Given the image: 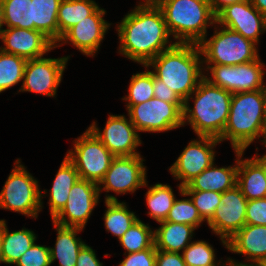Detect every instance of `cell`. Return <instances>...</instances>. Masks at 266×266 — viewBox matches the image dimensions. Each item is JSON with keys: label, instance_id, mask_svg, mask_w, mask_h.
<instances>
[{"label": "cell", "instance_id": "39", "mask_svg": "<svg viewBox=\"0 0 266 266\" xmlns=\"http://www.w3.org/2000/svg\"><path fill=\"white\" fill-rule=\"evenodd\" d=\"M246 224L266 226V198L247 200Z\"/></svg>", "mask_w": 266, "mask_h": 266}, {"label": "cell", "instance_id": "3", "mask_svg": "<svg viewBox=\"0 0 266 266\" xmlns=\"http://www.w3.org/2000/svg\"><path fill=\"white\" fill-rule=\"evenodd\" d=\"M192 94L195 95L194 108L184 103L183 125L188 120L198 137L219 139L228 121L232 93L211 84L204 77Z\"/></svg>", "mask_w": 266, "mask_h": 266}, {"label": "cell", "instance_id": "29", "mask_svg": "<svg viewBox=\"0 0 266 266\" xmlns=\"http://www.w3.org/2000/svg\"><path fill=\"white\" fill-rule=\"evenodd\" d=\"M107 210L104 214L105 227L108 232L120 239L123 234L138 220L134 212H130L125 203L118 202L114 196H106Z\"/></svg>", "mask_w": 266, "mask_h": 266}, {"label": "cell", "instance_id": "23", "mask_svg": "<svg viewBox=\"0 0 266 266\" xmlns=\"http://www.w3.org/2000/svg\"><path fill=\"white\" fill-rule=\"evenodd\" d=\"M53 224L58 233L55 248H49L51 263L59 259L60 266H76L79 251L85 244L76 235L83 228Z\"/></svg>", "mask_w": 266, "mask_h": 266}, {"label": "cell", "instance_id": "35", "mask_svg": "<svg viewBox=\"0 0 266 266\" xmlns=\"http://www.w3.org/2000/svg\"><path fill=\"white\" fill-rule=\"evenodd\" d=\"M167 222L182 223L197 228L204 221L192 199L175 200L169 214L166 218Z\"/></svg>", "mask_w": 266, "mask_h": 266}, {"label": "cell", "instance_id": "5", "mask_svg": "<svg viewBox=\"0 0 266 266\" xmlns=\"http://www.w3.org/2000/svg\"><path fill=\"white\" fill-rule=\"evenodd\" d=\"M154 2L162 10L167 29L170 35L177 39V43L198 44L207 36L208 24L216 23V15L209 0H154Z\"/></svg>", "mask_w": 266, "mask_h": 266}, {"label": "cell", "instance_id": "44", "mask_svg": "<svg viewBox=\"0 0 266 266\" xmlns=\"http://www.w3.org/2000/svg\"><path fill=\"white\" fill-rule=\"evenodd\" d=\"M240 1L245 0H209L215 15H217L224 7Z\"/></svg>", "mask_w": 266, "mask_h": 266}, {"label": "cell", "instance_id": "8", "mask_svg": "<svg viewBox=\"0 0 266 266\" xmlns=\"http://www.w3.org/2000/svg\"><path fill=\"white\" fill-rule=\"evenodd\" d=\"M74 143V151L69 150L66 157L74 164L80 179L99 185L115 156L89 128Z\"/></svg>", "mask_w": 266, "mask_h": 266}, {"label": "cell", "instance_id": "38", "mask_svg": "<svg viewBox=\"0 0 266 266\" xmlns=\"http://www.w3.org/2000/svg\"><path fill=\"white\" fill-rule=\"evenodd\" d=\"M50 247L37 245L32 246L17 260V266H50Z\"/></svg>", "mask_w": 266, "mask_h": 266}, {"label": "cell", "instance_id": "42", "mask_svg": "<svg viewBox=\"0 0 266 266\" xmlns=\"http://www.w3.org/2000/svg\"><path fill=\"white\" fill-rule=\"evenodd\" d=\"M156 266H186L182 254L156 249Z\"/></svg>", "mask_w": 266, "mask_h": 266}, {"label": "cell", "instance_id": "25", "mask_svg": "<svg viewBox=\"0 0 266 266\" xmlns=\"http://www.w3.org/2000/svg\"><path fill=\"white\" fill-rule=\"evenodd\" d=\"M79 179V174L74 164L65 156L61 166L53 181L52 188L50 189V213L52 219L63 209L65 206L70 189Z\"/></svg>", "mask_w": 266, "mask_h": 266}, {"label": "cell", "instance_id": "33", "mask_svg": "<svg viewBox=\"0 0 266 266\" xmlns=\"http://www.w3.org/2000/svg\"><path fill=\"white\" fill-rule=\"evenodd\" d=\"M119 241L128 253L139 252L149 249L155 244L154 231L150 230L148 225L138 219Z\"/></svg>", "mask_w": 266, "mask_h": 266}, {"label": "cell", "instance_id": "26", "mask_svg": "<svg viewBox=\"0 0 266 266\" xmlns=\"http://www.w3.org/2000/svg\"><path fill=\"white\" fill-rule=\"evenodd\" d=\"M5 222L1 220V259L3 263L15 264L35 242L36 235L28 229L10 233Z\"/></svg>", "mask_w": 266, "mask_h": 266}, {"label": "cell", "instance_id": "37", "mask_svg": "<svg viewBox=\"0 0 266 266\" xmlns=\"http://www.w3.org/2000/svg\"><path fill=\"white\" fill-rule=\"evenodd\" d=\"M181 194L183 196H192L191 199L201 218L208 222L221 203L222 193L213 191H181Z\"/></svg>", "mask_w": 266, "mask_h": 266}, {"label": "cell", "instance_id": "15", "mask_svg": "<svg viewBox=\"0 0 266 266\" xmlns=\"http://www.w3.org/2000/svg\"><path fill=\"white\" fill-rule=\"evenodd\" d=\"M143 161L140 154L115 157L99 185L104 184L106 192L111 190L117 194L134 193L141 186L147 187Z\"/></svg>", "mask_w": 266, "mask_h": 266}, {"label": "cell", "instance_id": "7", "mask_svg": "<svg viewBox=\"0 0 266 266\" xmlns=\"http://www.w3.org/2000/svg\"><path fill=\"white\" fill-rule=\"evenodd\" d=\"M0 192V208L20 212L28 217L37 218L42 209V194L38 181L27 172L18 159Z\"/></svg>", "mask_w": 266, "mask_h": 266}, {"label": "cell", "instance_id": "19", "mask_svg": "<svg viewBox=\"0 0 266 266\" xmlns=\"http://www.w3.org/2000/svg\"><path fill=\"white\" fill-rule=\"evenodd\" d=\"M105 13L104 9L98 8L92 15L67 30L58 42L70 41L85 55H94L110 25L103 19Z\"/></svg>", "mask_w": 266, "mask_h": 266}, {"label": "cell", "instance_id": "47", "mask_svg": "<svg viewBox=\"0 0 266 266\" xmlns=\"http://www.w3.org/2000/svg\"><path fill=\"white\" fill-rule=\"evenodd\" d=\"M227 266H257V265H252V264H245V263H237L235 261H233L232 259H230L229 261V265L227 264Z\"/></svg>", "mask_w": 266, "mask_h": 266}, {"label": "cell", "instance_id": "40", "mask_svg": "<svg viewBox=\"0 0 266 266\" xmlns=\"http://www.w3.org/2000/svg\"><path fill=\"white\" fill-rule=\"evenodd\" d=\"M119 266H156L155 244L149 249L128 253Z\"/></svg>", "mask_w": 266, "mask_h": 266}, {"label": "cell", "instance_id": "21", "mask_svg": "<svg viewBox=\"0 0 266 266\" xmlns=\"http://www.w3.org/2000/svg\"><path fill=\"white\" fill-rule=\"evenodd\" d=\"M237 168L238 159L234 167L217 168L213 163L184 186L183 191H213L223 193L237 185Z\"/></svg>", "mask_w": 266, "mask_h": 266}, {"label": "cell", "instance_id": "27", "mask_svg": "<svg viewBox=\"0 0 266 266\" xmlns=\"http://www.w3.org/2000/svg\"><path fill=\"white\" fill-rule=\"evenodd\" d=\"M62 0H31L34 30L41 31L56 47L59 40L58 9Z\"/></svg>", "mask_w": 266, "mask_h": 266}, {"label": "cell", "instance_id": "41", "mask_svg": "<svg viewBox=\"0 0 266 266\" xmlns=\"http://www.w3.org/2000/svg\"><path fill=\"white\" fill-rule=\"evenodd\" d=\"M153 92L154 97L168 102V103H184V101L170 88L162 82L160 79L156 78L153 74Z\"/></svg>", "mask_w": 266, "mask_h": 266}, {"label": "cell", "instance_id": "31", "mask_svg": "<svg viewBox=\"0 0 266 266\" xmlns=\"http://www.w3.org/2000/svg\"><path fill=\"white\" fill-rule=\"evenodd\" d=\"M175 200L176 198L169 185L155 184L146 193V202L150 209L148 215L157 222L166 220Z\"/></svg>", "mask_w": 266, "mask_h": 266}, {"label": "cell", "instance_id": "20", "mask_svg": "<svg viewBox=\"0 0 266 266\" xmlns=\"http://www.w3.org/2000/svg\"><path fill=\"white\" fill-rule=\"evenodd\" d=\"M226 248L248 255V259L253 261L252 265L260 266L266 260V226L245 224L227 240Z\"/></svg>", "mask_w": 266, "mask_h": 266}, {"label": "cell", "instance_id": "48", "mask_svg": "<svg viewBox=\"0 0 266 266\" xmlns=\"http://www.w3.org/2000/svg\"><path fill=\"white\" fill-rule=\"evenodd\" d=\"M264 116H265L264 130H265V137H266V86L264 88Z\"/></svg>", "mask_w": 266, "mask_h": 266}, {"label": "cell", "instance_id": "17", "mask_svg": "<svg viewBox=\"0 0 266 266\" xmlns=\"http://www.w3.org/2000/svg\"><path fill=\"white\" fill-rule=\"evenodd\" d=\"M216 23L238 32L256 44L259 34L266 31V17L251 4L250 0L224 7L216 15Z\"/></svg>", "mask_w": 266, "mask_h": 266}, {"label": "cell", "instance_id": "49", "mask_svg": "<svg viewBox=\"0 0 266 266\" xmlns=\"http://www.w3.org/2000/svg\"><path fill=\"white\" fill-rule=\"evenodd\" d=\"M3 26V22H2V7H1V3H0V33H1V28Z\"/></svg>", "mask_w": 266, "mask_h": 266}, {"label": "cell", "instance_id": "36", "mask_svg": "<svg viewBox=\"0 0 266 266\" xmlns=\"http://www.w3.org/2000/svg\"><path fill=\"white\" fill-rule=\"evenodd\" d=\"M215 251L205 241L191 242L183 251L182 257L186 266L216 265Z\"/></svg>", "mask_w": 266, "mask_h": 266}, {"label": "cell", "instance_id": "50", "mask_svg": "<svg viewBox=\"0 0 266 266\" xmlns=\"http://www.w3.org/2000/svg\"><path fill=\"white\" fill-rule=\"evenodd\" d=\"M0 246H1V220H0ZM2 262L1 259V248H0V263Z\"/></svg>", "mask_w": 266, "mask_h": 266}, {"label": "cell", "instance_id": "9", "mask_svg": "<svg viewBox=\"0 0 266 266\" xmlns=\"http://www.w3.org/2000/svg\"><path fill=\"white\" fill-rule=\"evenodd\" d=\"M137 131L163 132L183 125L184 103H168L156 97L138 105H126Z\"/></svg>", "mask_w": 266, "mask_h": 266}, {"label": "cell", "instance_id": "16", "mask_svg": "<svg viewBox=\"0 0 266 266\" xmlns=\"http://www.w3.org/2000/svg\"><path fill=\"white\" fill-rule=\"evenodd\" d=\"M89 129L115 156L139 155L135 152L141 144L139 134L131 120L123 115H109L103 133L97 128L95 122Z\"/></svg>", "mask_w": 266, "mask_h": 266}, {"label": "cell", "instance_id": "10", "mask_svg": "<svg viewBox=\"0 0 266 266\" xmlns=\"http://www.w3.org/2000/svg\"><path fill=\"white\" fill-rule=\"evenodd\" d=\"M264 63L260 58L239 65H209L212 78L204 76L211 84L233 93L264 90ZM211 79V80H210ZM213 79V80H212Z\"/></svg>", "mask_w": 266, "mask_h": 266}, {"label": "cell", "instance_id": "12", "mask_svg": "<svg viewBox=\"0 0 266 266\" xmlns=\"http://www.w3.org/2000/svg\"><path fill=\"white\" fill-rule=\"evenodd\" d=\"M220 201L221 203L207 223L227 247V240L246 224L247 199L236 185L223 192Z\"/></svg>", "mask_w": 266, "mask_h": 266}, {"label": "cell", "instance_id": "13", "mask_svg": "<svg viewBox=\"0 0 266 266\" xmlns=\"http://www.w3.org/2000/svg\"><path fill=\"white\" fill-rule=\"evenodd\" d=\"M69 57L35 58L27 60L20 92H36L46 96L56 95Z\"/></svg>", "mask_w": 266, "mask_h": 266}, {"label": "cell", "instance_id": "4", "mask_svg": "<svg viewBox=\"0 0 266 266\" xmlns=\"http://www.w3.org/2000/svg\"><path fill=\"white\" fill-rule=\"evenodd\" d=\"M264 120V90L233 93L228 121L219 140L230 139L234 150L241 151L261 135L266 144Z\"/></svg>", "mask_w": 266, "mask_h": 266}, {"label": "cell", "instance_id": "51", "mask_svg": "<svg viewBox=\"0 0 266 266\" xmlns=\"http://www.w3.org/2000/svg\"><path fill=\"white\" fill-rule=\"evenodd\" d=\"M260 266H266V260Z\"/></svg>", "mask_w": 266, "mask_h": 266}, {"label": "cell", "instance_id": "6", "mask_svg": "<svg viewBox=\"0 0 266 266\" xmlns=\"http://www.w3.org/2000/svg\"><path fill=\"white\" fill-rule=\"evenodd\" d=\"M205 37L198 43L204 62L217 65H239L259 58L253 41L244 38L238 32L223 26L215 30L210 40Z\"/></svg>", "mask_w": 266, "mask_h": 266}, {"label": "cell", "instance_id": "18", "mask_svg": "<svg viewBox=\"0 0 266 266\" xmlns=\"http://www.w3.org/2000/svg\"><path fill=\"white\" fill-rule=\"evenodd\" d=\"M0 39L5 47L3 52L20 56L26 60L40 58L46 52L56 48L55 44L39 30L25 28L2 29Z\"/></svg>", "mask_w": 266, "mask_h": 266}, {"label": "cell", "instance_id": "1", "mask_svg": "<svg viewBox=\"0 0 266 266\" xmlns=\"http://www.w3.org/2000/svg\"><path fill=\"white\" fill-rule=\"evenodd\" d=\"M117 28L120 53L144 66L175 44L167 45L170 33L162 10L154 1L139 4L125 15Z\"/></svg>", "mask_w": 266, "mask_h": 266}, {"label": "cell", "instance_id": "22", "mask_svg": "<svg viewBox=\"0 0 266 266\" xmlns=\"http://www.w3.org/2000/svg\"><path fill=\"white\" fill-rule=\"evenodd\" d=\"M238 157L237 186L247 200L266 198V174L254 159L240 160L244 151L235 150ZM241 175V177H240Z\"/></svg>", "mask_w": 266, "mask_h": 266}, {"label": "cell", "instance_id": "2", "mask_svg": "<svg viewBox=\"0 0 266 266\" xmlns=\"http://www.w3.org/2000/svg\"><path fill=\"white\" fill-rule=\"evenodd\" d=\"M198 44L177 43L151 59L145 67L152 66V73L167 84L183 101L188 103L192 92L204 78Z\"/></svg>", "mask_w": 266, "mask_h": 266}, {"label": "cell", "instance_id": "32", "mask_svg": "<svg viewBox=\"0 0 266 266\" xmlns=\"http://www.w3.org/2000/svg\"><path fill=\"white\" fill-rule=\"evenodd\" d=\"M26 62V59L0 49V93L23 80Z\"/></svg>", "mask_w": 266, "mask_h": 266}, {"label": "cell", "instance_id": "11", "mask_svg": "<svg viewBox=\"0 0 266 266\" xmlns=\"http://www.w3.org/2000/svg\"><path fill=\"white\" fill-rule=\"evenodd\" d=\"M101 190L98 184L79 178L70 189L65 206L52 221L62 226L84 228L99 202Z\"/></svg>", "mask_w": 266, "mask_h": 266}, {"label": "cell", "instance_id": "30", "mask_svg": "<svg viewBox=\"0 0 266 266\" xmlns=\"http://www.w3.org/2000/svg\"><path fill=\"white\" fill-rule=\"evenodd\" d=\"M0 3L3 25L34 30L31 0H0Z\"/></svg>", "mask_w": 266, "mask_h": 266}, {"label": "cell", "instance_id": "46", "mask_svg": "<svg viewBox=\"0 0 266 266\" xmlns=\"http://www.w3.org/2000/svg\"><path fill=\"white\" fill-rule=\"evenodd\" d=\"M266 146V144H264ZM264 169V172L266 174V154L263 155L262 157H257L256 155L253 157Z\"/></svg>", "mask_w": 266, "mask_h": 266}, {"label": "cell", "instance_id": "45", "mask_svg": "<svg viewBox=\"0 0 266 266\" xmlns=\"http://www.w3.org/2000/svg\"><path fill=\"white\" fill-rule=\"evenodd\" d=\"M251 4L266 17V0H250Z\"/></svg>", "mask_w": 266, "mask_h": 266}, {"label": "cell", "instance_id": "24", "mask_svg": "<svg viewBox=\"0 0 266 266\" xmlns=\"http://www.w3.org/2000/svg\"><path fill=\"white\" fill-rule=\"evenodd\" d=\"M161 225L154 231V241L157 250L178 252L184 250L192 239L194 226L167 221L158 222Z\"/></svg>", "mask_w": 266, "mask_h": 266}, {"label": "cell", "instance_id": "43", "mask_svg": "<svg viewBox=\"0 0 266 266\" xmlns=\"http://www.w3.org/2000/svg\"><path fill=\"white\" fill-rule=\"evenodd\" d=\"M76 266H102V263L97 259L95 251L84 244L79 251Z\"/></svg>", "mask_w": 266, "mask_h": 266}, {"label": "cell", "instance_id": "34", "mask_svg": "<svg viewBox=\"0 0 266 266\" xmlns=\"http://www.w3.org/2000/svg\"><path fill=\"white\" fill-rule=\"evenodd\" d=\"M128 90L129 95L122 99L128 101L127 105H138L152 99L154 97L152 71L133 74Z\"/></svg>", "mask_w": 266, "mask_h": 266}, {"label": "cell", "instance_id": "28", "mask_svg": "<svg viewBox=\"0 0 266 266\" xmlns=\"http://www.w3.org/2000/svg\"><path fill=\"white\" fill-rule=\"evenodd\" d=\"M98 8L93 0H62L57 16L59 39L67 30L92 15Z\"/></svg>", "mask_w": 266, "mask_h": 266}, {"label": "cell", "instance_id": "14", "mask_svg": "<svg viewBox=\"0 0 266 266\" xmlns=\"http://www.w3.org/2000/svg\"><path fill=\"white\" fill-rule=\"evenodd\" d=\"M199 139L191 141L169 169L174 177L182 180L179 184L180 192L192 179L214 163L215 152L212 149L220 140L210 136H199Z\"/></svg>", "mask_w": 266, "mask_h": 266}]
</instances>
